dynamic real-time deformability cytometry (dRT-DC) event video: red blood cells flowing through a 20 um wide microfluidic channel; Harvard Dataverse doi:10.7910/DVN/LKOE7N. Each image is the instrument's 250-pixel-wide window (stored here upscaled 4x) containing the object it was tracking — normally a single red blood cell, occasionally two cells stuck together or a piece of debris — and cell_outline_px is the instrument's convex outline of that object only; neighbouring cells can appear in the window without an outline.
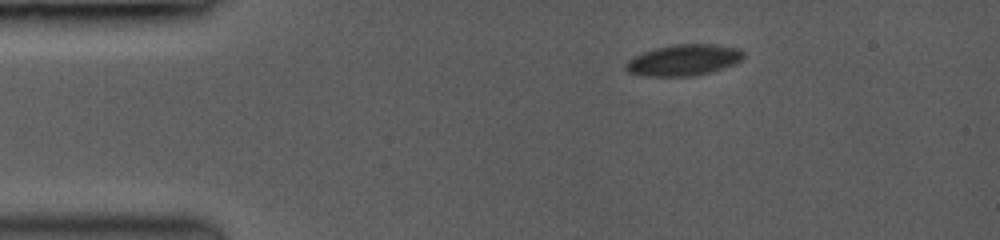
{"species": "common noctule bat (a hibernating species)", "species_latin": "Nyctalus noctula", "temperature_condition": "room temperature", "stored_images_in_passage": 47, "camera_frame_rate_fps": 3500, "um_per_image_px": 0.085, "animal": {"sex": "female", "body_mass_g": 19.0, "forearm_length_mm": 53.3}, "frame": {"image": 1, "passage_image": 1, "time_ms": 0.0, "image_size_px": [1000, 240], "cell_outline_px": [[744, 56], [740, 60], [732, 64], [708, 72], [688, 76], [648, 76], [628, 72], [624, 68], [628, 60], [644, 52], [656, 48], [680, 44], [708, 44], [732, 48], [744, 52]], "centroid_in_image_um": [58.05, 5.11], "position_along_channel_um": 26.9, "area_um2": 20.58}}
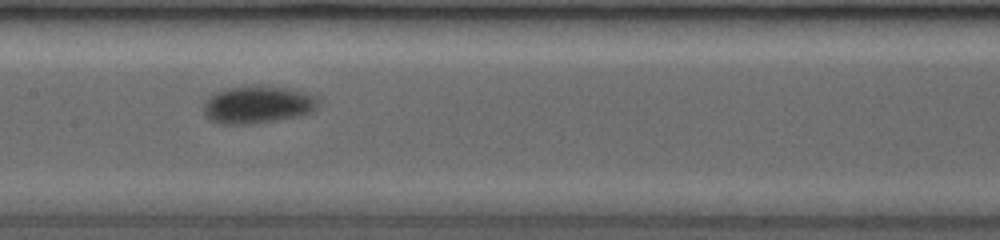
{"frame": {"image": 2, "passage_image": 22, "time_ms": 5.714, "image_size_px": [1000, 240], "cell_outline_px": [[316, 104], [308, 112], [292, 116], [272, 120], [248, 124], [220, 124], [212, 120], [204, 112], [204, 104], [212, 96], [220, 92], [232, 88], [280, 88], [304, 96], [312, 100]], "centroid_in_image_um": [21.71, 8.96], "position_along_channel_um": 185.7, "area_um2": 22.37}}
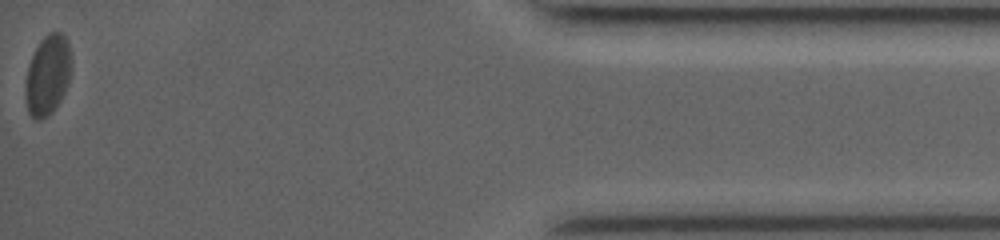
{"frame": {"image": 3, "passage_image": 47, "time_ms": 13.714, "image_size_px": [1000, 240], "cell_outline_px": [[72, 60], [68, 84], [60, 100], [52, 112], [48, 116], [40, 120], [36, 120], [28, 112], [24, 96], [24, 84], [28, 64], [40, 40], [48, 32], [60, 32], [68, 40]], "centroid_in_image_um": [4.04, 6.38], "position_along_channel_um": 431.2, "area_um2": 21.79}, "authors_computed_cell_mechanics": {"area_um2": 21.7328, "velocity_mm_per_s": 3.8975, "shape_relaxation_time_tau1_ms": 2.0688, "shape_relaxation_time_tau2_ms": null, "deformation_change_tau1": 0.0679, "deformation_change_tau2": null}}